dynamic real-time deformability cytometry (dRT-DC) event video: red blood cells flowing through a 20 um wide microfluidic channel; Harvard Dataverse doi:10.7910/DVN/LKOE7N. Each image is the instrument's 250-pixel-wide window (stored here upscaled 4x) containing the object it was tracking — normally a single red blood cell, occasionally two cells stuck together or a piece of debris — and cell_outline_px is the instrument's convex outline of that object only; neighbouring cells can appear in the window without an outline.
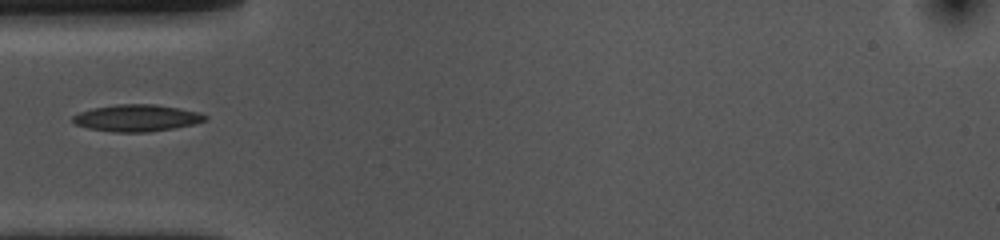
{"species": "common noctule bat (a hibernating species)", "species_latin": "Nyctalus noctula", "temperature_condition": "cold", "stored_images_in_passage": 6, "camera_frame_rate_fps": 3000, "um_per_image_px": 0.085, "animal": {"sex": "female", "body_mass_g": 10.0, "forearm_length_mm": 53.1}, "frame": {"image": 1, "passage_image": 1, "time_ms": 0.0, "image_size_px": [1000, 240], "cell_outline_px": [[208, 120], [196, 124], [176, 128], [148, 132], [112, 132], [88, 128], [76, 124], [72, 120], [72, 116], [80, 112], [92, 108], [116, 104], [156, 104], [200, 112], [208, 116]], "centroid_in_image_um": [11.67, 10.03], "position_along_channel_um": 73.3, "area_um2": 20.92}}
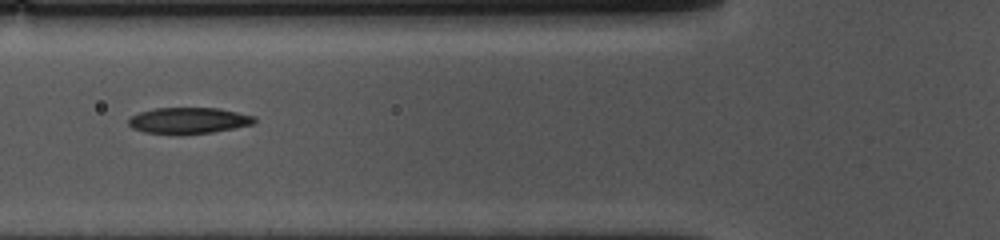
{"frame": {"image": 2, "passage_image": 4, "time_ms": 1.0, "image_size_px": [1000, 240], "cell_outline_px": [[256, 120], [252, 124], [236, 128], [212, 132], [184, 136], [144, 132], [132, 128], [128, 124], [128, 120], [132, 116], [140, 112], [156, 108], [220, 108], [256, 116]], "centroid_in_image_um": [16.04, 10.27], "position_along_channel_um": 109.8, "area_um2": 19.59}}